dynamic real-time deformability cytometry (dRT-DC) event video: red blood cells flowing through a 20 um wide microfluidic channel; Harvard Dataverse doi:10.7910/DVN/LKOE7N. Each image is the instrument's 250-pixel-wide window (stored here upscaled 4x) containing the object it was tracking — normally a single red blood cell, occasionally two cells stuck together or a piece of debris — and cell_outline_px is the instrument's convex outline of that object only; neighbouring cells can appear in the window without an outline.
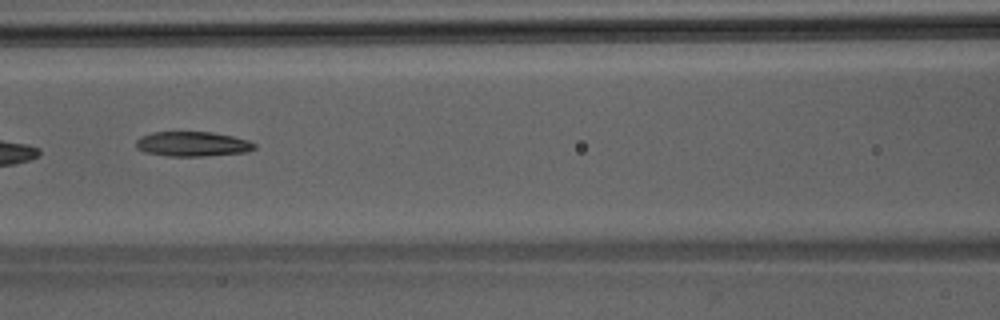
{"species": "Egyptian fruit bat (a non-hibernating species)", "species_latin": "Rousettus aegyptiacus", "temperature_condition": "room temperature", "stored_images_in_passage": 5, "camera_frame_rate_fps": 3000, "um_per_image_px": 0.085, "animal": {"sex": "male"}, "frame": {"image": 1, "passage_image": 5, "time_ms": 1.333, "image_size_px": [1000, 320], "cell_outline_px": [[256, 148], [248, 152], [204, 156], [168, 156], [144, 152], [136, 148], [136, 140], [140, 136], [152, 132], [212, 132], [232, 136], [248, 140], [256, 144]], "centroid_in_image_um": [16.36, 12.24], "position_along_channel_um": 150.2, "area_um2": 17.22}}